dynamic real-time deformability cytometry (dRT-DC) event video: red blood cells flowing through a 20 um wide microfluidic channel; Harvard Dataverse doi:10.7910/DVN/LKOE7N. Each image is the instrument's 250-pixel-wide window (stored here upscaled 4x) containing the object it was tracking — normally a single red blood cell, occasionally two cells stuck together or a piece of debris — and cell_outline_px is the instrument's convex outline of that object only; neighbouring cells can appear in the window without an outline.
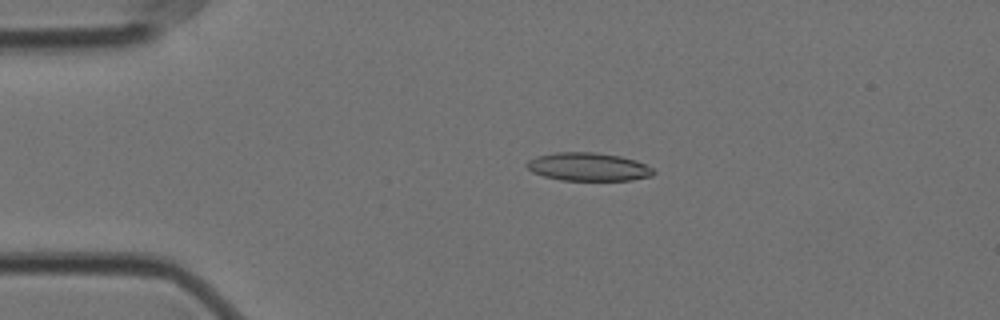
{"species": "Egyptian fruit bat (a non-hibernating species)", "species_latin": "Rousettus aegyptiacus", "temperature_condition": "cold", "stored_images_in_passage": 57, "camera_frame_rate_fps": 3000, "um_per_image_px": 0.085, "animal": {"sex": "female"}, "frame": {"image": 1, "passage_image": 12, "time_ms": 3.667, "image_size_px": [1000, 320], "cell_outline_px": [[656, 172], [652, 176], [632, 180], [560, 180], [544, 176], [532, 172], [524, 164], [528, 160], [536, 156], [556, 152], [596, 152], [620, 156], [636, 160], [652, 168]], "centroid_in_image_um": [49.99, 14.17], "position_along_channel_um": 35.0, "area_um2": 20.92}}
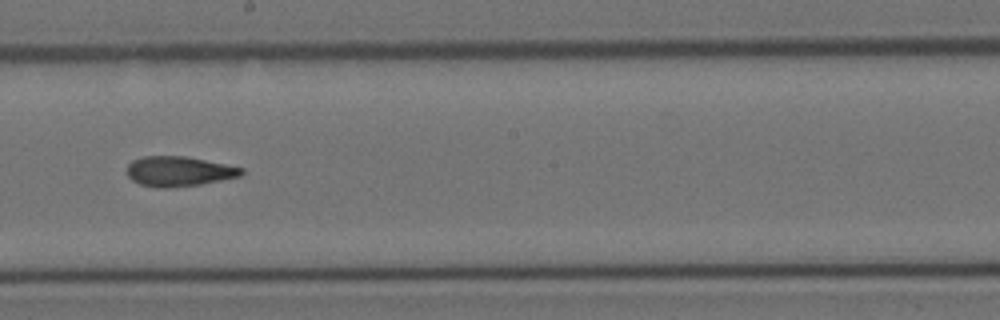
{"frame": {"image": 2, "passage_image": 32, "time_ms": 10.333, "image_size_px": [1000, 320], "cell_outline_px": [[244, 172], [240, 176], [200, 184], [168, 188], [156, 188], [140, 184], [132, 180], [128, 176], [128, 164], [132, 160], [144, 156], [184, 156], [244, 168]], "centroid_in_image_um": [15.18, 14.57], "position_along_channel_um": 233.0, "area_um2": 19.83}}
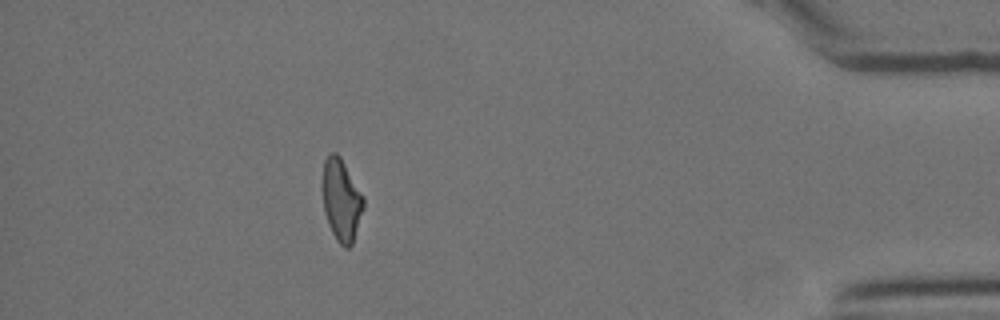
{"frame": {"image": 3, "passage_image": 51, "time_ms": 16.667, "image_size_px": [1000, 320], "cell_outline_px": [[364, 208], [352, 244], [348, 248], [344, 248], [336, 240], [328, 224], [324, 212], [320, 184], [324, 160], [328, 152], [336, 152], [340, 156], [364, 196]], "centroid_in_image_um": [28.98, 16.96], "position_along_channel_um": 406.2, "area_um2": 20.17}, "authors_computed_cell_mechanics": {"area_um2": 20.1722, "velocity_mm_per_s": 3.523, "shape_relaxation_time_tau1_ms": null, "shape_relaxation_time_tau2_ms": 3.4509, "deformation_change_tau1": null, "deformation_change_tau2": 0.1227}}